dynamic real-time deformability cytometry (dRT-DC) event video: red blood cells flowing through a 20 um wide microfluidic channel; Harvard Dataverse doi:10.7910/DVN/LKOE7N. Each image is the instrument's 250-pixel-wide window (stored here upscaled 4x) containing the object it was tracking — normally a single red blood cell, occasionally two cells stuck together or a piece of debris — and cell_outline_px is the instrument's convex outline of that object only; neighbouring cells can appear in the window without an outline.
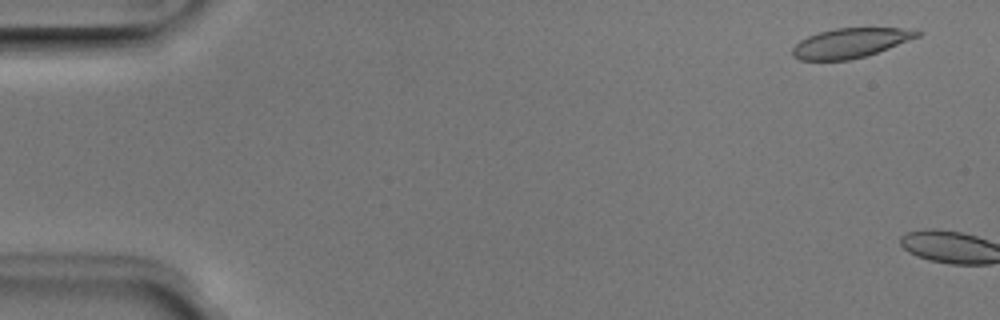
{"species": "Egyptian fruit bat (a non-hibernating species)", "species_latin": "Rousettus aegyptiacus", "temperature_condition": "room temperature", "stored_images_in_passage": 2, "camera_frame_rate_fps": 3000, "um_per_image_px": 0.085, "animal": {"sex": "male"}, "frame": {"image": 1, "passage_image": 1, "time_ms": 0.0, "image_size_px": [1000, 320], "cell_outline_px": [[924, 32], [920, 36], [888, 48], [864, 56], [848, 60], [800, 60], [792, 56], [792, 48], [800, 40], [808, 36], [820, 32], [836, 28], [900, 28]], "centroid_in_image_um": [72.26, 3.65], "position_along_channel_um": 12.7, "area_um2": 21.27}}